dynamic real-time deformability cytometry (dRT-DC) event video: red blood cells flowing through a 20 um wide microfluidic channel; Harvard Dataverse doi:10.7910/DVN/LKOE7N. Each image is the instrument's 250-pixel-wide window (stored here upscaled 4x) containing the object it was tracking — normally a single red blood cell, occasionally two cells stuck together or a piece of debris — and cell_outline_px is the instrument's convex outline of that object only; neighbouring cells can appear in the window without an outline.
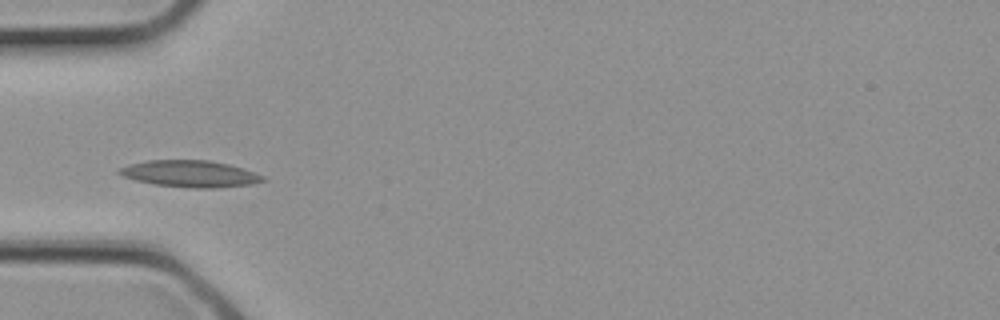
{"species": "common noctule bat (a hibernating species)", "species_latin": "Nyctalus noctula", "temperature_condition": "cold", "stored_images_in_passage": 4, "camera_frame_rate_fps": 3000, "um_per_image_px": 0.085, "animal": {"sex": "female", "body_mass_g": 21.9}, "frame": {"image": 1, "passage_image": 4, "time_ms": 1.0, "image_size_px": [1000, 320], "cell_outline_px": [[268, 180], [252, 184], [216, 188], [192, 188], [152, 184], [136, 180], [124, 176], [116, 172], [120, 168], [132, 164], [148, 160], [208, 160], [228, 164], [244, 168], [264, 176]], "centroid_in_image_um": [16.21, 14.78], "position_along_channel_um": 68.8, "area_um2": 22.31}}